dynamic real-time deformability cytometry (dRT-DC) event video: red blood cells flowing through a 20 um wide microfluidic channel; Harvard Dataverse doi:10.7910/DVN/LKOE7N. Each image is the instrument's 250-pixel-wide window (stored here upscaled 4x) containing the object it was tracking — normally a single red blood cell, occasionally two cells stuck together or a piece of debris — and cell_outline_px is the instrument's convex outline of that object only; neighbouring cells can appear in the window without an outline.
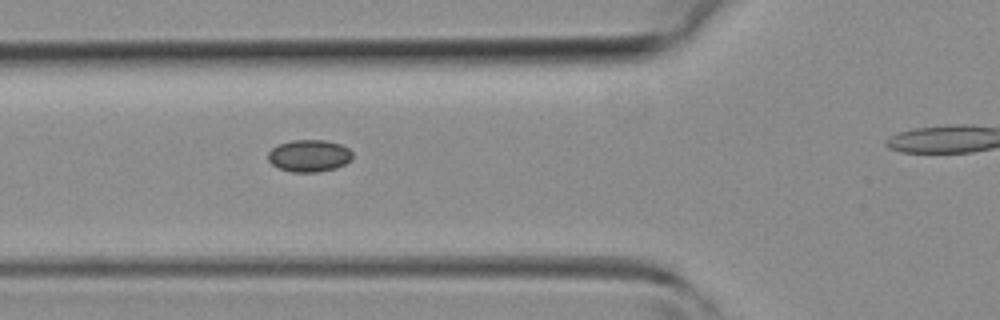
{"species": "common noctule bat (a hibernating species)", "species_latin": "Nyctalus noctula", "temperature_condition": "room temperature", "stored_images_in_passage": 13, "camera_frame_rate_fps": 3000, "um_per_image_px": 0.085, "animal": {"sex": "female", "body_mass_g": 19.3, "forearm_length_mm": 54.1}, "frame": {"image": 1, "passage_image": 3, "time_ms": 0.667, "image_size_px": [1000, 320], "cell_outline_px": [[352, 160], [336, 168], [320, 172], [292, 172], [276, 168], [268, 160], [268, 152], [272, 148], [280, 144], [292, 140], [324, 140], [340, 144], [348, 148], [352, 152]], "centroid_in_image_um": [26.27, 13.25], "position_along_channel_um": 99.5, "area_um2": 15.9}}
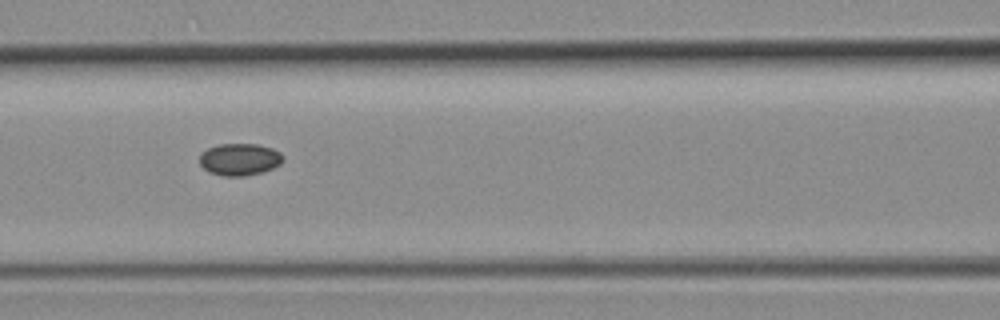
{"frame": {"image": 2, "passage_image": 6, "time_ms": 1.667, "image_size_px": [1000, 320], "cell_outline_px": [[284, 160], [280, 164], [264, 172], [244, 176], [220, 176], [208, 172], [200, 164], [200, 152], [208, 148], [220, 144], [256, 144], [272, 148], [280, 152], [284, 156]], "centroid_in_image_um": [20.37, 13.55], "position_along_channel_um": 146.2, "area_um2": 15.78}}
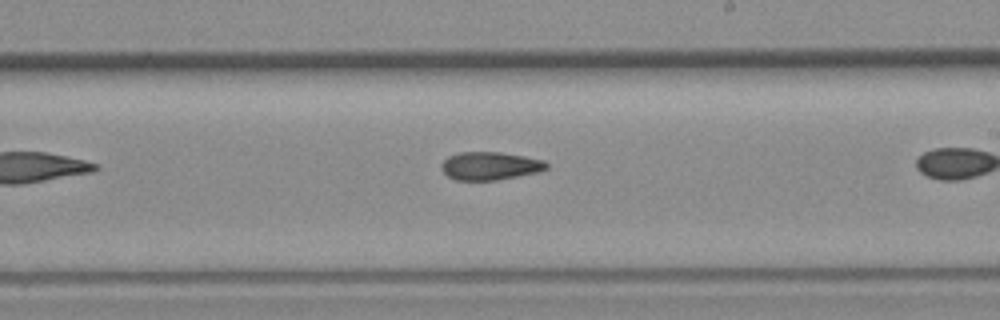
{"frame": {"image": 3, "passage_image": 10, "time_ms": 3.0, "image_size_px": [1000, 320], "cell_outline_px": [[548, 168], [536, 172], [496, 180], [456, 180], [448, 176], [440, 168], [440, 164], [448, 156], [460, 152], [500, 152], [524, 156], [544, 160], [548, 164]], "centroid_in_image_um": [41.62, 14.09], "position_along_channel_um": 247.4, "area_um2": 17.11}}